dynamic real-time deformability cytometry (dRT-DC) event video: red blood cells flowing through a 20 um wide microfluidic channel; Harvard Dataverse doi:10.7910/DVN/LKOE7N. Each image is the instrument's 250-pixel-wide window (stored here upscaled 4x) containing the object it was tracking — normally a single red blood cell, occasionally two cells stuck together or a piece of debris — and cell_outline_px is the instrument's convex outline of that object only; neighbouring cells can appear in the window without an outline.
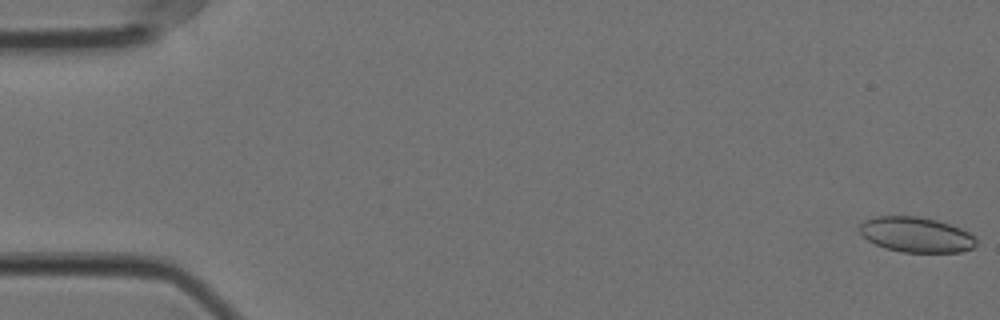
{"species": "Egyptian fruit bat (a non-hibernating species)", "species_latin": "Rousettus aegyptiacus", "temperature_condition": "cold", "stored_images_in_passage": 57, "camera_frame_rate_fps": 3000, "um_per_image_px": 0.085, "animal": {"sex": "female"}, "frame": {"image": 1, "passage_image": 1, "time_ms": 0.0, "image_size_px": [1000, 320], "cell_outline_px": [[976, 244], [972, 248], [960, 252], [900, 252], [884, 248], [868, 240], [860, 232], [860, 224], [864, 220], [876, 216], [916, 216], [936, 220], [960, 228], [976, 236]], "centroid_in_image_um": [77.87, 19.95], "position_along_channel_um": 7.1, "area_um2": 23.87}}
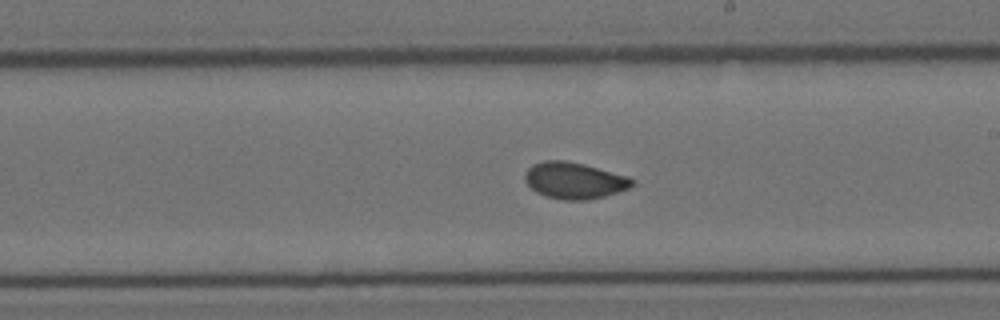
{"frame": {"image": 2, "passage_image": 33, "time_ms": 10.667, "image_size_px": [1000, 320], "cell_outline_px": [[636, 184], [628, 188], [604, 196], [588, 200], [564, 200], [544, 196], [536, 192], [524, 180], [524, 176], [528, 168], [532, 164], [544, 160], [564, 160], [584, 164], [628, 176], [636, 180]], "centroid_in_image_um": [48.82, 15.34], "position_along_channel_um": 240.2, "area_um2": 22.89}}
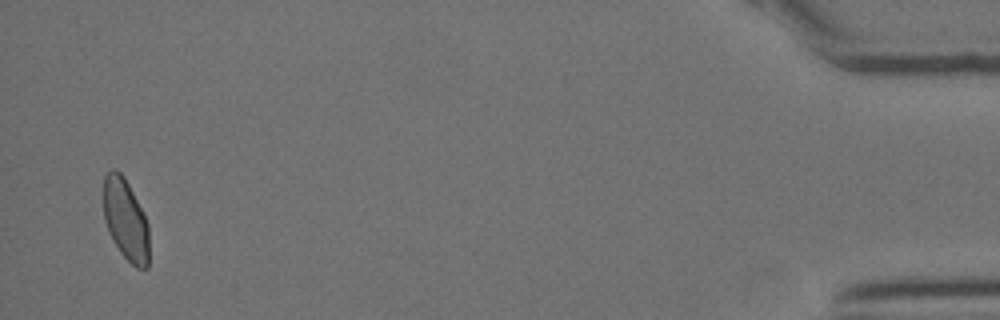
{"frame": {"image": 3, "passage_image": 56, "time_ms": 18.333, "image_size_px": [1000, 320], "cell_outline_px": [[148, 268], [136, 268], [120, 252], [112, 240], [108, 232], [104, 220], [104, 176], [112, 168], [116, 168], [124, 176], [148, 224]], "centroid_in_image_um": [10.66, 18.68], "position_along_channel_um": 424.5, "area_um2": 21.44}, "authors_computed_cell_mechanics": {"area_um2": 22.6576, "velocity_mm_per_s": 3.5346, "shape_relaxation_time_tau1_ms": 7.2272, "shape_relaxation_time_tau2_ms": 1.2496, "deformation_change_tau1": 0.1146, "deformation_change_tau2": 0.05}}